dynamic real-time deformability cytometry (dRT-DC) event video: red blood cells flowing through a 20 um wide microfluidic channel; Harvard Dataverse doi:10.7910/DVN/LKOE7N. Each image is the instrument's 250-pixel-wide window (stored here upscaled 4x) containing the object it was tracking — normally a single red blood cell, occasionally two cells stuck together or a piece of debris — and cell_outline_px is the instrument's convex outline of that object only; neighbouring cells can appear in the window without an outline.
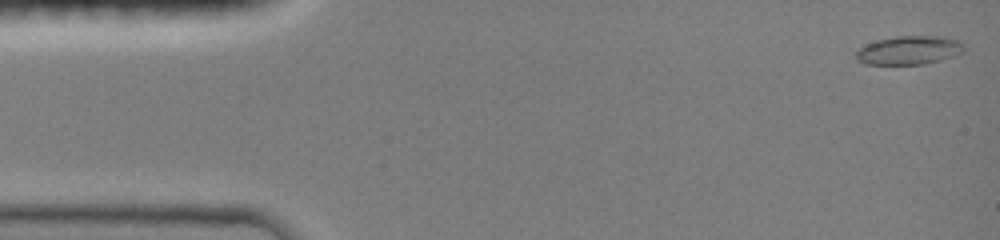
{"species": "common noctule bat (a hibernating species)", "species_latin": "Nyctalus noctula", "temperature_condition": "room temperature", "stored_images_in_passage": 32, "camera_frame_rate_fps": 3000, "um_per_image_px": 0.085, "animal": {"sex": "female", "body_mass_g": 19.0, "forearm_length_mm": 51.5}, "frame": {"image": 1, "passage_image": 1, "time_ms": 0.0, "image_size_px": [1000, 240], "cell_outline_px": [[964, 48], [960, 52], [952, 56], [940, 60], [924, 64], [864, 64], [856, 60], [856, 52], [860, 48], [868, 44], [880, 40], [900, 36], [932, 36], [956, 40]], "centroid_in_image_um": [77.21, 4.29], "position_along_channel_um": 7.8, "area_um2": 17.4}}
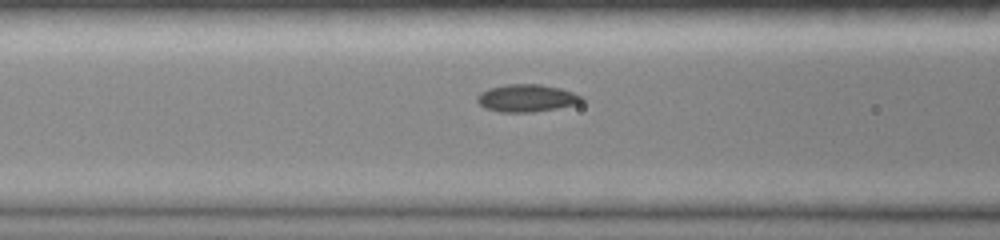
{"frame": {"image": 2, "passage_image": 18, "time_ms": 5.667, "image_size_px": [1000, 240], "cell_outline_px": [[584, 100], [580, 104], [532, 112], [500, 112], [484, 108], [476, 100], [476, 96], [480, 92], [488, 88], [508, 84], [540, 84], [560, 88], [584, 96]], "centroid_in_image_um": [44.77, 8.34], "position_along_channel_um": 121.8, "area_um2": 16.88}}
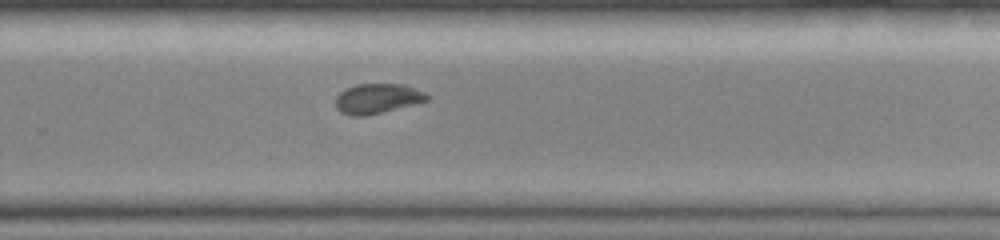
{"frame": {"image": 3, "passage_image": 32, "time_ms": 10.0, "image_size_px": [1000, 240], "cell_outline_px": [[428, 100], [364, 116], [352, 116], [340, 112], [336, 108], [336, 96], [344, 88], [356, 84], [404, 84], [424, 92], [428, 96]], "centroid_in_image_um": [32.01, 8.36], "position_along_channel_um": 297.8, "area_um2": 15.72}}